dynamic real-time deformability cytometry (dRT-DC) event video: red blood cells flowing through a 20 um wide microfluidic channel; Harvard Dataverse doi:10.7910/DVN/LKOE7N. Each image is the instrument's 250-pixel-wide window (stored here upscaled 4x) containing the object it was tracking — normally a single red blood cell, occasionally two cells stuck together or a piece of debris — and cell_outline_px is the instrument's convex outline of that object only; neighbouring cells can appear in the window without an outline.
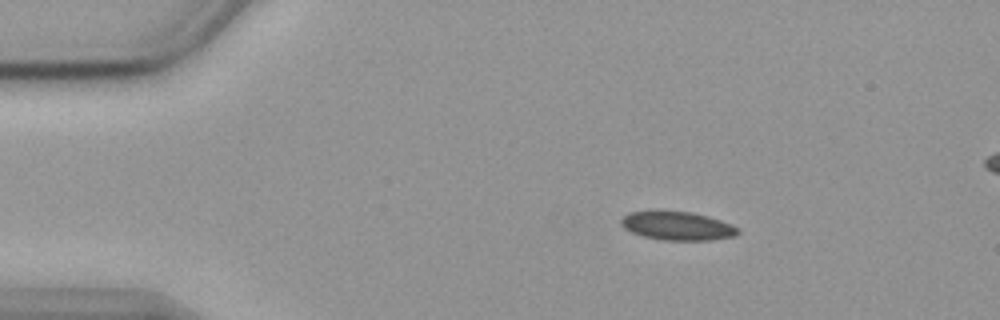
{"species": "common noctule bat (a hibernating species)", "species_latin": "Nyctalus noctula", "temperature_condition": "cold", "stored_images_in_passage": 55, "segment_of_instrument_passage": [1, 2], "camera_frame_rate_fps": 3000, "um_per_image_px": 0.085, "animal": {"sex": "female", "body_mass_g": 19.9}, "frame": {"image": 1, "passage_image": 7, "time_ms": 2.0, "image_size_px": [1000, 320], "cell_outline_px": [[740, 232], [736, 236], [712, 240], [664, 240], [644, 236], [632, 232], [624, 228], [620, 224], [620, 220], [628, 212], [656, 208], [692, 212], [708, 216], [720, 220], [736, 228]], "centroid_in_image_um": [57.5, 19.15], "position_along_channel_um": 27.5, "area_um2": 20.0}}
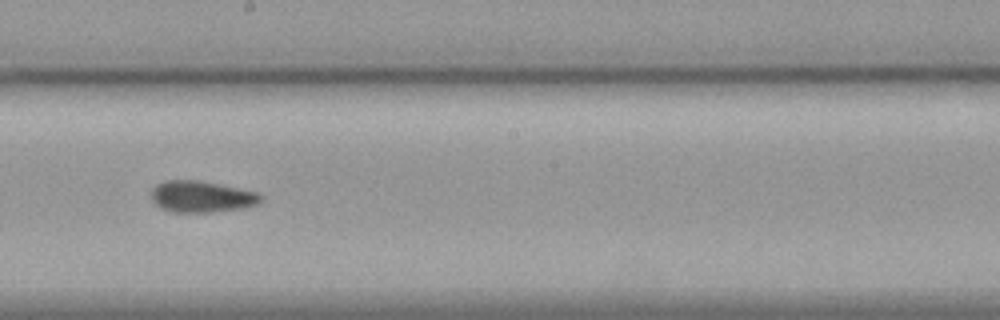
{"frame": {"image": 2, "passage_image": 29, "time_ms": 9.333, "image_size_px": [1000, 320], "cell_outline_px": [[264, 196], [256, 204], [244, 208], [212, 212], [172, 212], [160, 208], [152, 200], [152, 188], [156, 184], [168, 180], [200, 180], [256, 192]], "centroid_in_image_um": [17.11, 16.72], "position_along_channel_um": 231.1, "area_um2": 20.0}}
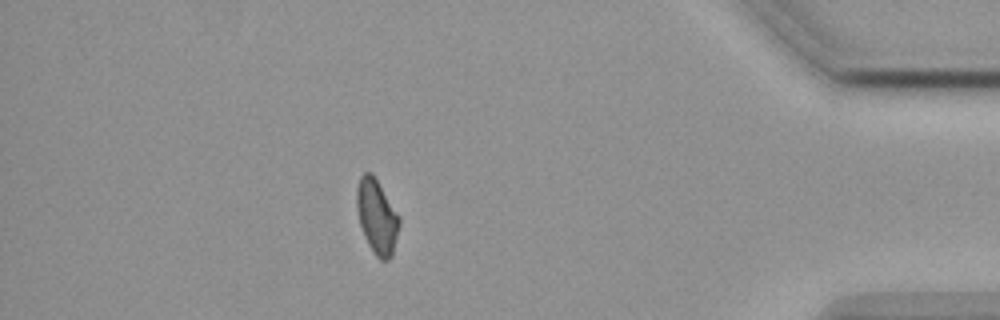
{"frame": {"image": 3, "passage_image": 47, "time_ms": 15.333, "image_size_px": [1000, 320], "cell_outline_px": [[400, 224], [392, 256], [388, 260], [380, 260], [376, 256], [368, 244], [364, 236], [360, 224], [356, 208], [356, 188], [360, 176], [364, 172], [372, 172], [400, 216]], "centroid_in_image_um": [32.03, 18.4], "position_along_channel_um": 403.2, "area_um2": 18.61}}